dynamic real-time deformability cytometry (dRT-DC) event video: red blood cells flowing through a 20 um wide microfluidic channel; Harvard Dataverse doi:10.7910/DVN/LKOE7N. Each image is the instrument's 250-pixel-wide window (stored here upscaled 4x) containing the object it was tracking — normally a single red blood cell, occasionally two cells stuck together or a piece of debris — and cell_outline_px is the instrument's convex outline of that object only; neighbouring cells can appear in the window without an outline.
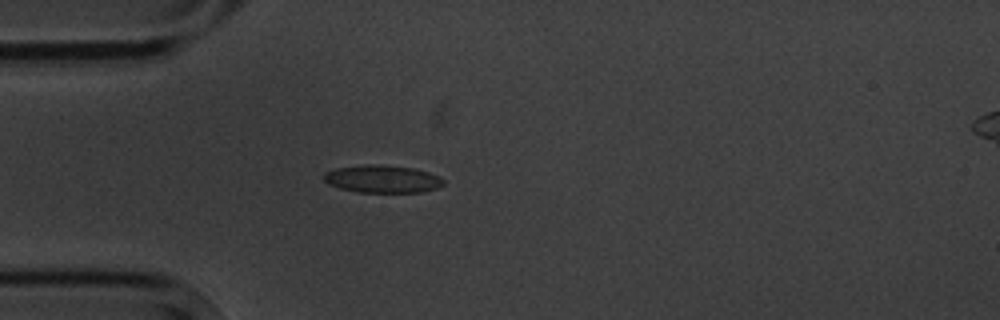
{"species": "common noctule bat (a hibernating species)", "species_latin": "Nyctalus noctula", "temperature_condition": "cold", "stored_images_in_passage": 3, "camera_frame_rate_fps": 3000, "um_per_image_px": 0.085, "animal": {"sex": "male", "body_mass_g": 20.1, "forearm_length_mm": 53.5}, "frame": {"image": 1, "passage_image": 3, "time_ms": 2.333, "image_size_px": [1000, 320], "cell_outline_px": [[444, 184], [436, 188], [424, 192], [356, 192], [340, 188], [328, 184], [324, 180], [324, 172], [336, 168], [368, 164], [376, 164], [416, 168], [440, 176], [444, 180]], "centroid_in_image_um": [32.52, 15.21], "position_along_channel_um": 52.5, "area_um2": 19.36}}